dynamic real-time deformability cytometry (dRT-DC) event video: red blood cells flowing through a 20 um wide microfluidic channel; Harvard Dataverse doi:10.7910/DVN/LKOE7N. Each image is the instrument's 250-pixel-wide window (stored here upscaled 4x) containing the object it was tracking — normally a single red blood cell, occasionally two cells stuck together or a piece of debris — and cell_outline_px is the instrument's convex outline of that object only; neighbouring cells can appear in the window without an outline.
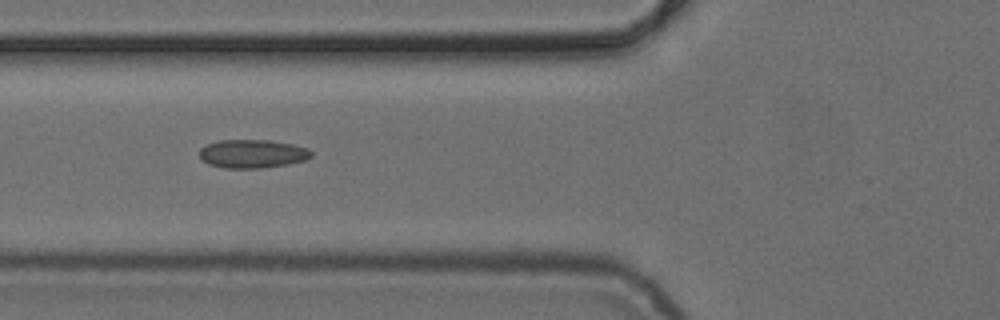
{"species": "common noctule bat (a hibernating species)", "species_latin": "Nyctalus noctula", "temperature_condition": "cold", "stored_images_in_passage": 10, "camera_frame_rate_fps": 3000, "um_per_image_px": 0.085, "animal": {"sex": "female", "body_mass_g": 24.6, "forearm_length_mm": 56.2}, "frame": {"image": 1, "passage_image": 5, "time_ms": 6.0, "image_size_px": [1000, 320], "cell_outline_px": [[312, 156], [308, 160], [288, 164], [260, 168], [224, 168], [208, 164], [200, 160], [200, 148], [208, 144], [220, 140], [268, 140], [292, 144], [308, 148], [312, 152]], "centroid_in_image_um": [21.46, 13.07], "position_along_channel_um": 104.3, "area_um2": 18.67}}
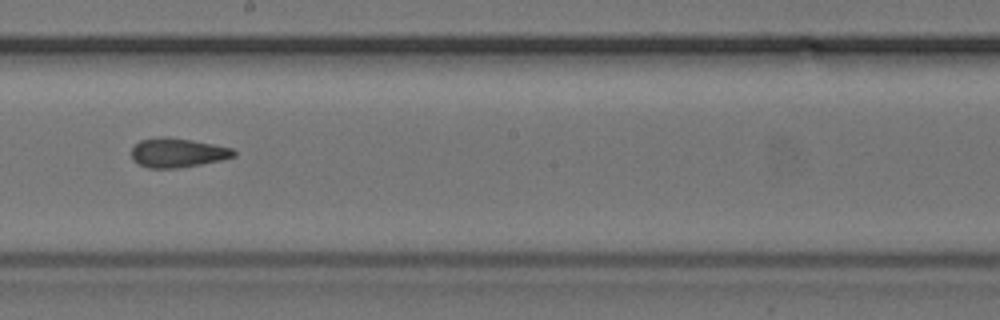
{"frame": {"image": 2, "passage_image": 8, "time_ms": 9.333, "image_size_px": [1000, 320], "cell_outline_px": [[236, 156], [220, 160], [200, 164], [176, 168], [148, 168], [132, 160], [132, 148], [140, 140], [160, 136], [168, 136], [192, 140], [232, 148], [236, 152]], "centroid_in_image_um": [15.08, 12.97], "position_along_channel_um": 233.1, "area_um2": 17.4}}
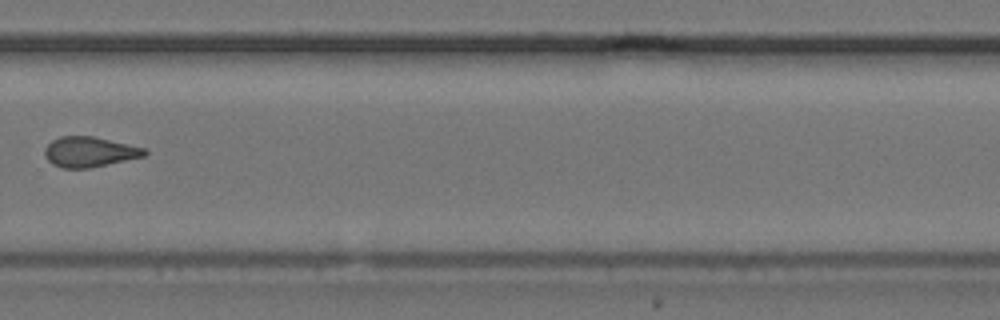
{"frame": {"image": 3, "passage_image": 10, "time_ms": 11.667, "image_size_px": [1000, 320], "cell_outline_px": [[148, 152], [144, 156], [88, 168], [60, 168], [52, 164], [44, 156], [44, 148], [52, 140], [60, 136], [92, 136], [144, 148]], "centroid_in_image_um": [7.54, 12.91], "position_along_channel_um": 322.3, "area_um2": 17.4}}